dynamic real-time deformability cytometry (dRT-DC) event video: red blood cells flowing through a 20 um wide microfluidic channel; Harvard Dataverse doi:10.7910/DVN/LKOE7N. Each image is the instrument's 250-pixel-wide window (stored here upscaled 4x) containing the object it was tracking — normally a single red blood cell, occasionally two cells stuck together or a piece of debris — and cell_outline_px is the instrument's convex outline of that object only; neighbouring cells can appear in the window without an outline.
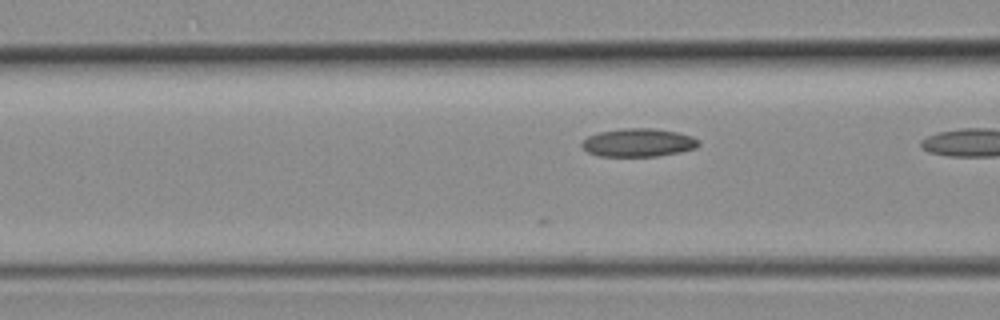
{"species": "common noctule bat (a hibernating species)", "species_latin": "Nyctalus noctula", "temperature_condition": "room temperature", "stored_images_in_passage": 5, "camera_frame_rate_fps": 3000, "um_per_image_px": 0.085, "animal": {"sex": "female", "body_mass_g": 19.3, "forearm_length_mm": 54.1}, "frame": {"image": 1, "passage_image": 4, "time_ms": 1.0, "image_size_px": [1000, 320], "cell_outline_px": [[700, 144], [696, 148], [680, 152], [656, 156], [600, 156], [588, 152], [580, 144], [588, 136], [600, 132], [624, 128], [652, 128], [676, 132], [692, 136], [700, 140]], "centroid_in_image_um": [54.28, 12.12], "position_along_channel_um": 112.3, "area_um2": 19.13}}